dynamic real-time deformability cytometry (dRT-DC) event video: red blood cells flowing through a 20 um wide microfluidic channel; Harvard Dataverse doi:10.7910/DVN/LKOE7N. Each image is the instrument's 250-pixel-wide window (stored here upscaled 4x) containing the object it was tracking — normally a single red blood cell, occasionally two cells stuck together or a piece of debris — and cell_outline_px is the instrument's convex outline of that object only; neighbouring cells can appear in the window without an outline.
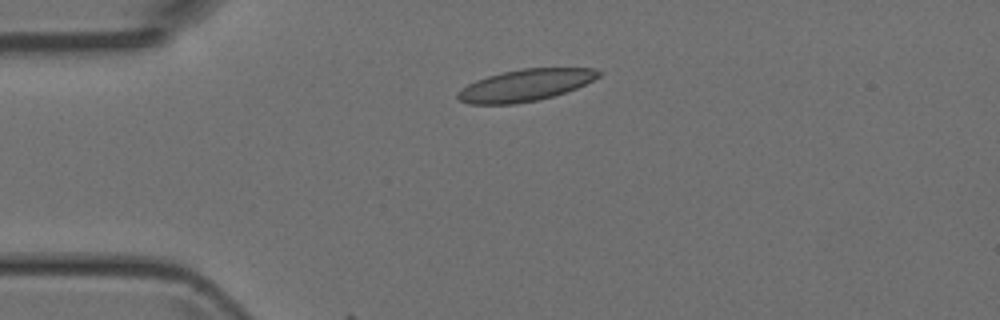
{"species": "Egyptian fruit bat (a non-hibernating species)", "species_latin": "Rousettus aegyptiacus", "temperature_condition": "room temperature", "stored_images_in_passage": 4, "camera_frame_rate_fps": 3000, "um_per_image_px": 0.085, "animal": {"sex": "female"}, "frame": {"image": 1, "passage_image": 1, "time_ms": 0.0, "image_size_px": [1000, 320], "cell_outline_px": [[604, 72], [600, 76], [576, 88], [552, 96], [536, 100], [516, 104], [468, 104], [460, 100], [456, 96], [456, 92], [468, 84], [476, 80], [488, 76], [504, 72], [524, 68], [596, 68]], "centroid_in_image_um": [44.65, 7.24], "position_along_channel_um": 40.3, "area_um2": 25.95}}